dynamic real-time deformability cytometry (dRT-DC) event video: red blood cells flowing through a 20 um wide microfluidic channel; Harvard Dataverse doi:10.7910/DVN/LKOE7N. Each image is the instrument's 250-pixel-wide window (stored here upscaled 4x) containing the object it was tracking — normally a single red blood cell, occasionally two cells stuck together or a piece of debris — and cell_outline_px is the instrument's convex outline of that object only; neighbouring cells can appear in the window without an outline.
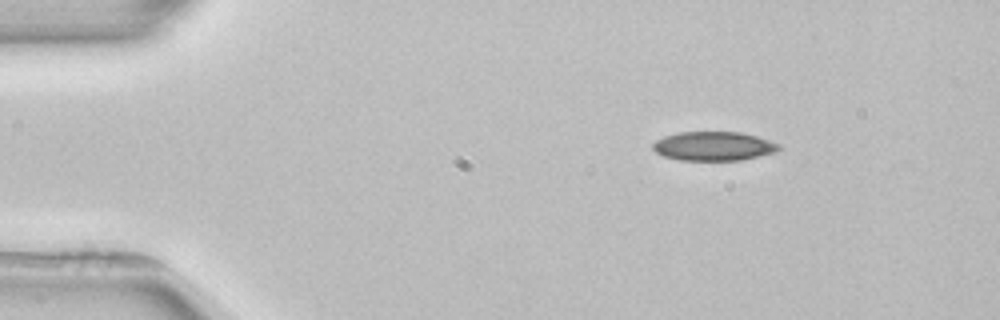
{"species": "common noctule bat (a hibernating species)", "species_latin": "Nyctalus noctula", "temperature_condition": "room temperature", "stored_images_in_passage": 2, "camera_frame_rate_fps": 3000, "um_per_image_px": 0.085, "animal": {"sex": "female", "body_mass_g": 22.7, "forearm_length_mm": 54.2}, "frame": {"image": 1, "passage_image": 1, "time_ms": 0.0, "image_size_px": [1000, 320], "cell_outline_px": [[780, 148], [776, 152], [740, 160], [680, 160], [664, 156], [656, 152], [652, 148], [652, 144], [656, 140], [664, 136], [680, 132], [740, 132], [756, 136], [780, 144]], "centroid_in_image_um": [60.64, 12.42], "position_along_channel_um": 24.4, "area_um2": 21.21}}